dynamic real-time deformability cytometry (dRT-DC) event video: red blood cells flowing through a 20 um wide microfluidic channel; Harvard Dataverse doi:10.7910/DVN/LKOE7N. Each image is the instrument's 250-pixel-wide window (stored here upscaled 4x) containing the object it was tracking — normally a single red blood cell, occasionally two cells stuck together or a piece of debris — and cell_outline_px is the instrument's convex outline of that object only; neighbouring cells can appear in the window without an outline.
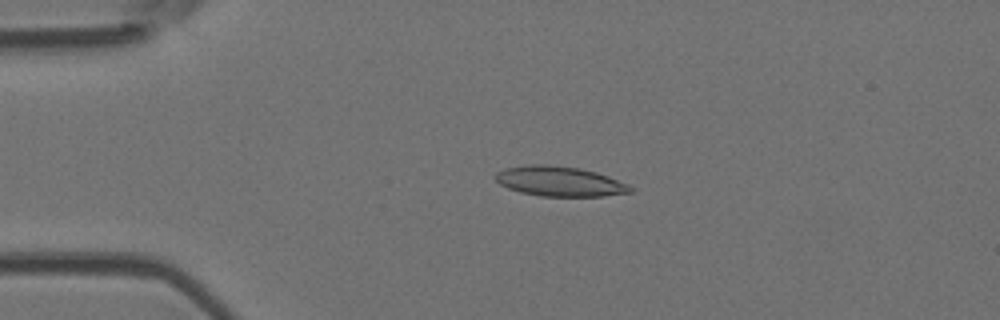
{"species": "Egyptian fruit bat (a non-hibernating species)", "species_latin": "Rousettus aegyptiacus", "temperature_condition": "room temperature", "stored_images_in_passage": 3, "camera_frame_rate_fps": 3000, "um_per_image_px": 0.085, "animal": {"sex": "female"}, "frame": {"image": 1, "passage_image": 2, "time_ms": 1.333, "image_size_px": [1000, 320], "cell_outline_px": [[632, 192], [604, 196], [540, 196], [520, 192], [508, 188], [500, 184], [496, 180], [496, 172], [504, 168], [528, 164], [548, 164], [580, 168], [596, 172], [608, 176], [628, 184], [632, 188]], "centroid_in_image_um": [47.56, 15.41], "position_along_channel_um": 37.4, "area_um2": 23.58}}